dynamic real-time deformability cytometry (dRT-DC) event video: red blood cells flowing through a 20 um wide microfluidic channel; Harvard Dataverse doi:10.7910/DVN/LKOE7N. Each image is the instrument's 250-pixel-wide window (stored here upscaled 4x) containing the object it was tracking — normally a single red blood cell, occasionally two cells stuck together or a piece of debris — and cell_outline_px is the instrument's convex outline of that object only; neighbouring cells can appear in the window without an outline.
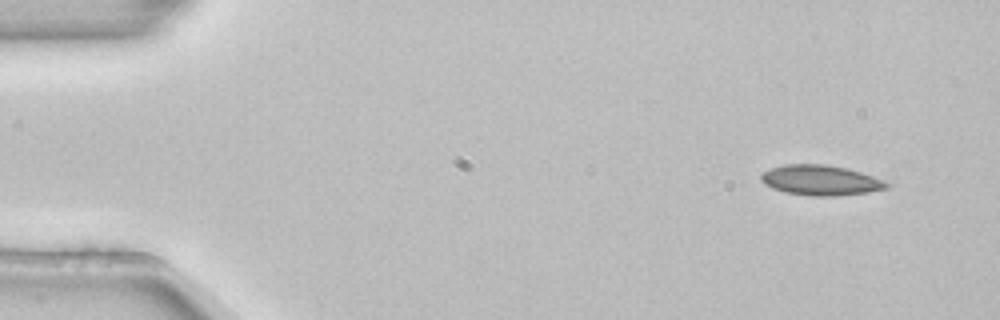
{"species": "common noctule bat (a hibernating species)", "species_latin": "Nyctalus noctula", "temperature_condition": "room temperature", "stored_images_in_passage": 4, "camera_frame_rate_fps": 3000, "um_per_image_px": 0.085, "animal": {"sex": "female", "body_mass_g": 22.7, "forearm_length_mm": 54.2}, "frame": {"image": 1, "passage_image": 1, "time_ms": 0.0, "image_size_px": [1000, 320], "cell_outline_px": [[892, 184], [888, 188], [868, 192], [836, 196], [812, 196], [784, 192], [772, 188], [764, 184], [760, 180], [760, 176], [764, 172], [772, 168], [784, 164], [824, 164], [848, 168], [872, 176]], "centroid_in_image_um": [69.75, 15.32], "position_along_channel_um": 15.2, "area_um2": 22.14}}
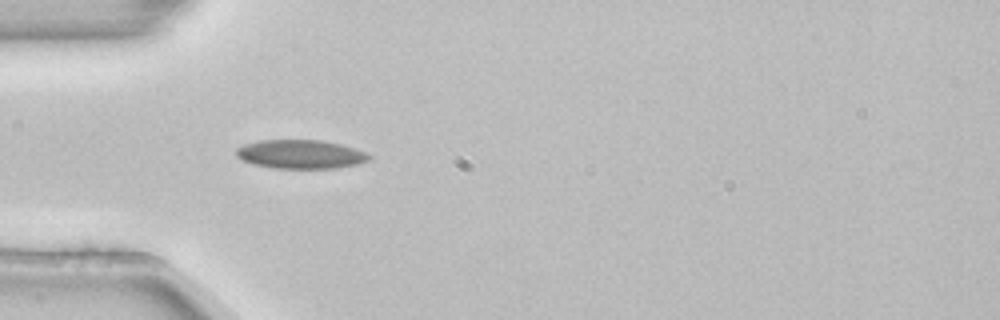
{"frame": {"image": 2, "passage_image": 4, "time_ms": 1.0, "image_size_px": [1000, 320], "cell_outline_px": [[372, 160], [356, 164], [336, 168], [272, 168], [252, 164], [236, 156], [236, 148], [244, 144], [260, 140], [320, 140], [340, 144], [368, 152], [372, 156]], "centroid_in_image_um": [25.57, 13.11], "position_along_channel_um": 59.4, "area_um2": 22.43}}